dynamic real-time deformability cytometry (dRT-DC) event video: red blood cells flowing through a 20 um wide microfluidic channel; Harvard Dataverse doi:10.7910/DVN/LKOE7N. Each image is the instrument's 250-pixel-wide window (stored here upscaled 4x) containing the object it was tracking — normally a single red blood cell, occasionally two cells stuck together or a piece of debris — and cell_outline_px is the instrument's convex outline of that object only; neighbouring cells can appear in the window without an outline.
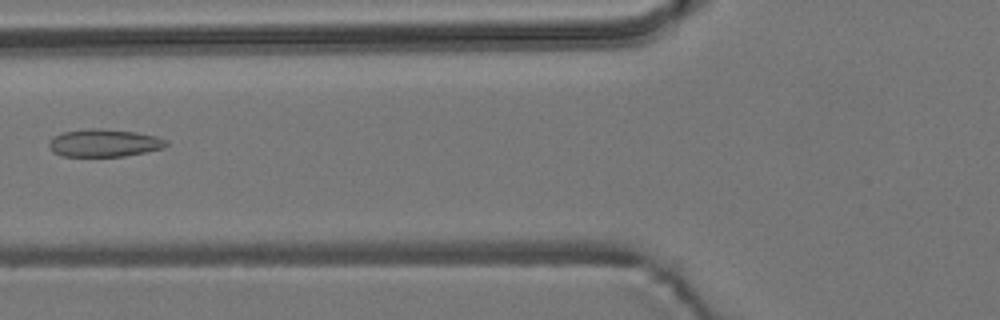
{"species": "common noctule bat (a hibernating species)", "species_latin": "Nyctalus noctula", "temperature_condition": "room temperature", "stored_images_in_passage": 6, "camera_frame_rate_fps": 3000, "um_per_image_px": 0.085, "animal": {"sex": "male", "body_mass_g": 19.2, "forearm_length_mm": 51.8}, "frame": {"image": 1, "passage_image": 6, "time_ms": 6.333, "image_size_px": [1000, 320], "cell_outline_px": [[168, 144], [164, 148], [124, 156], [60, 156], [52, 152], [48, 144], [52, 136], [64, 132], [92, 128], [100, 128], [136, 132], [156, 136], [168, 140]], "centroid_in_image_um": [8.84, 12.15], "position_along_channel_um": 117.0, "area_um2": 18.96}}